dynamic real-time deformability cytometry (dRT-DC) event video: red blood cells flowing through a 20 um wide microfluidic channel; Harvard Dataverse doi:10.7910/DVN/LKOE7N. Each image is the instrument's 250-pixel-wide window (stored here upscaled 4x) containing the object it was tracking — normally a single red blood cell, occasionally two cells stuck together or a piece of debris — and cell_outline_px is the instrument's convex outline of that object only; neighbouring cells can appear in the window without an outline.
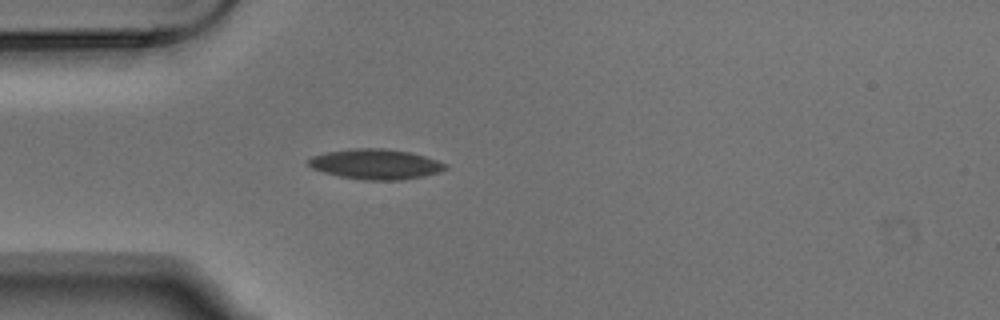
{"species": "Egyptian fruit bat (a non-hibernating species)", "species_latin": "Rousettus aegyptiacus", "temperature_condition": "warm", "stored_images_in_passage": 3, "camera_frame_rate_fps": 3000, "um_per_image_px": 0.085, "animal": {"sex": "male"}, "frame": {"image": 1, "passage_image": 3, "time_ms": 0.667, "image_size_px": [1000, 320], "cell_outline_px": [[448, 168], [440, 172], [424, 176], [400, 180], [364, 180], [340, 176], [324, 172], [312, 168], [308, 164], [308, 160], [312, 156], [324, 152], [352, 148], [388, 148], [408, 152], [424, 156], [448, 164]], "centroid_in_image_um": [31.94, 13.95], "position_along_channel_um": 53.1, "area_um2": 24.16}}